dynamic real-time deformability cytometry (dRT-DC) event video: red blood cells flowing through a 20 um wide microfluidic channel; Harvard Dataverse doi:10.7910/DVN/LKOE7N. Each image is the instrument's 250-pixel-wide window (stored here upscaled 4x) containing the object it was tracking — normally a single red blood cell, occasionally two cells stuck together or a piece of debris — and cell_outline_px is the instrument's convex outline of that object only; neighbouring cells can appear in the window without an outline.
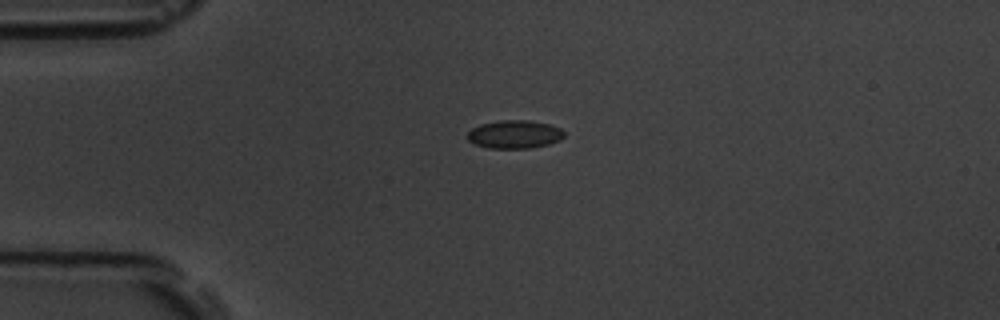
{"species": "common noctule bat (a hibernating species)", "species_latin": "Nyctalus noctula", "temperature_condition": "room temperature", "stored_images_in_passage": 13, "camera_frame_rate_fps": 3000, "um_per_image_px": 0.085, "animal": {"sex": "male", "body_mass_g": 19.5, "forearm_length_mm": 54.6}, "frame": {"image": 1, "passage_image": 1, "time_ms": 0.0, "image_size_px": [1000, 320], "cell_outline_px": [[564, 136], [560, 140], [548, 144], [532, 148], [488, 148], [476, 144], [468, 140], [468, 132], [472, 128], [480, 124], [500, 120], [528, 120], [548, 124], [560, 128], [564, 132]], "centroid_in_image_um": [43.74, 11.42], "position_along_channel_um": 41.3, "area_um2": 15.84}}
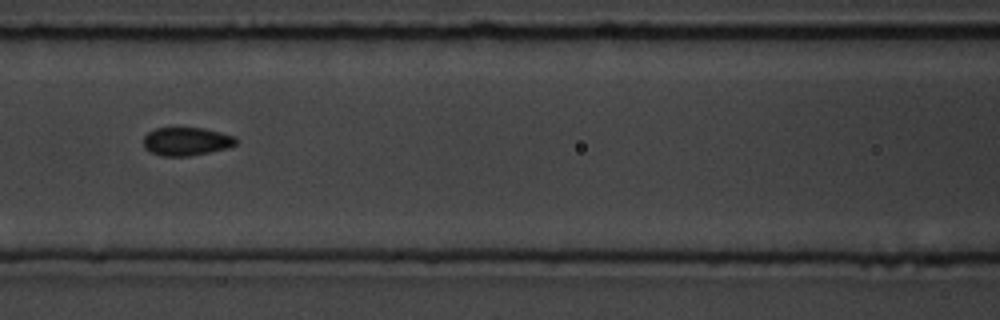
{"frame": {"image": 2, "passage_image": 4, "time_ms": 3.667, "image_size_px": [1000, 320], "cell_outline_px": [[236, 144], [228, 148], [188, 156], [160, 156], [144, 148], [144, 136], [148, 132], [156, 128], [204, 128], [236, 136]], "centroid_in_image_um": [15.84, 12.02], "position_along_channel_um": 150.8, "area_um2": 15.2}}
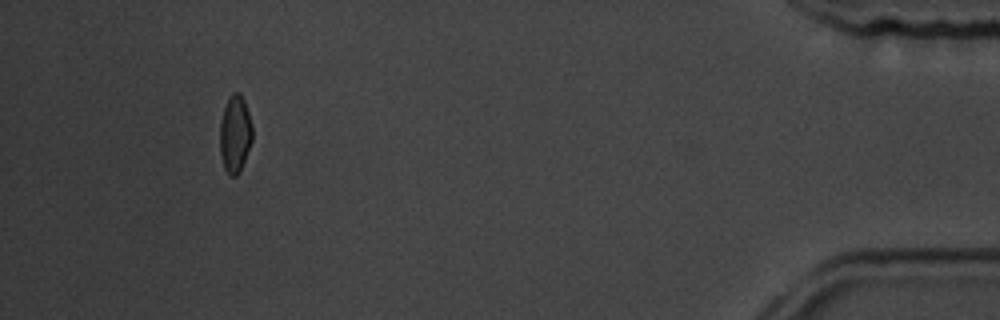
{"frame": {"image": 3, "passage_image": 12, "time_ms": 12.667, "image_size_px": [1000, 320], "cell_outline_px": [[252, 140], [240, 172], [236, 176], [228, 176], [224, 168], [220, 152], [220, 120], [224, 108], [232, 92], [240, 92], [244, 100], [252, 124]], "centroid_in_image_um": [19.98, 11.4], "position_along_channel_um": 415.2, "area_um2": 14.68}, "authors_computed_cell_mechanics": {"area_um2": 15.2014, "velocity_mm_per_s": 3.7011, "shape_relaxation_time_tau1_ms": 3.1187, "shape_relaxation_time_tau2_ms": 1.5949, "deformation_change_tau1": 0.0688, "deformation_change_tau2": 0.0201}}